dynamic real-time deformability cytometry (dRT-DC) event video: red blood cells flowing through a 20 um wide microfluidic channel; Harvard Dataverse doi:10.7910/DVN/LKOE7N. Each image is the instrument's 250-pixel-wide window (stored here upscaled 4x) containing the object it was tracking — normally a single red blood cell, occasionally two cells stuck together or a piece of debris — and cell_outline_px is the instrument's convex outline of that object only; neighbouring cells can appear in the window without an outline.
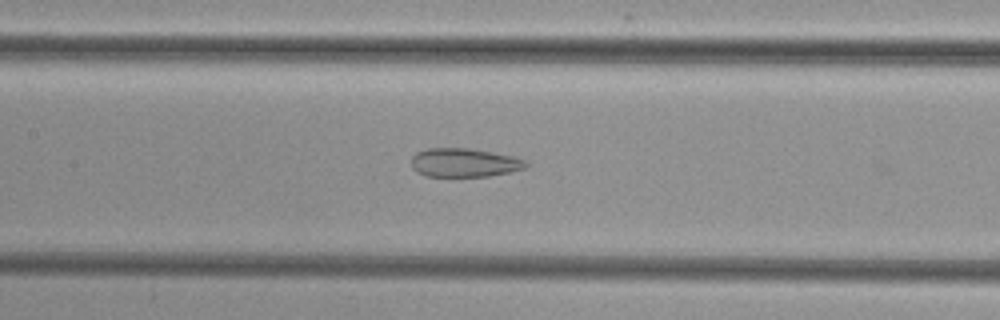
{"species": "common noctule bat (a hibernating species)", "species_latin": "Nyctalus noctula", "temperature_condition": "cold", "stored_images_in_passage": 53, "camera_frame_rate_fps": 3000, "um_per_image_px": 0.085, "animal": {"sex": "female", "body_mass_g": 29.2, "forearm_length_mm": 56.3}, "frame": {"image": 1, "passage_image": 26, "time_ms": 8.333, "image_size_px": [1000, 320], "cell_outline_px": [[528, 168], [488, 176], [424, 176], [416, 172], [412, 168], [412, 156], [416, 152], [428, 148], [472, 148], [512, 156], [524, 160], [528, 164]], "centroid_in_image_um": [39.44, 13.82], "position_along_channel_um": 168.0, "area_um2": 19.25}}
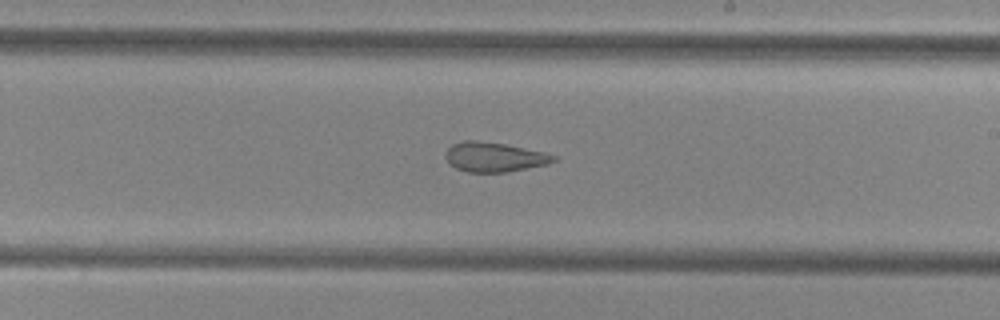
{"frame": {"image": 2, "passage_image": 32, "time_ms": 10.333, "image_size_px": [1000, 320], "cell_outline_px": [[556, 160], [548, 164], [508, 172], [468, 172], [456, 168], [448, 164], [444, 156], [448, 148], [452, 144], [464, 140], [476, 140], [504, 144], [544, 152], [556, 156]], "centroid_in_image_um": [41.98, 13.35], "position_along_channel_um": 247.0, "area_um2": 18.67}}
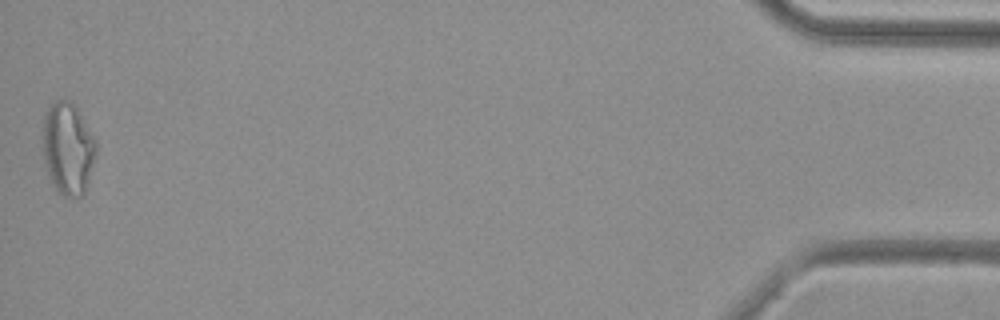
{"frame": {"image": 3, "passage_image": 53, "time_ms": 17.333, "image_size_px": [1000, 320], "cell_outline_px": [[96, 156], [84, 192], [80, 196], [64, 196], [56, 192], [48, 176], [44, 164], [40, 136], [40, 132], [44, 112], [56, 100], [72, 100], [76, 104], [96, 140]], "centroid_in_image_um": [5.72, 12.57], "position_along_channel_um": 429.5, "area_um2": 29.59}}